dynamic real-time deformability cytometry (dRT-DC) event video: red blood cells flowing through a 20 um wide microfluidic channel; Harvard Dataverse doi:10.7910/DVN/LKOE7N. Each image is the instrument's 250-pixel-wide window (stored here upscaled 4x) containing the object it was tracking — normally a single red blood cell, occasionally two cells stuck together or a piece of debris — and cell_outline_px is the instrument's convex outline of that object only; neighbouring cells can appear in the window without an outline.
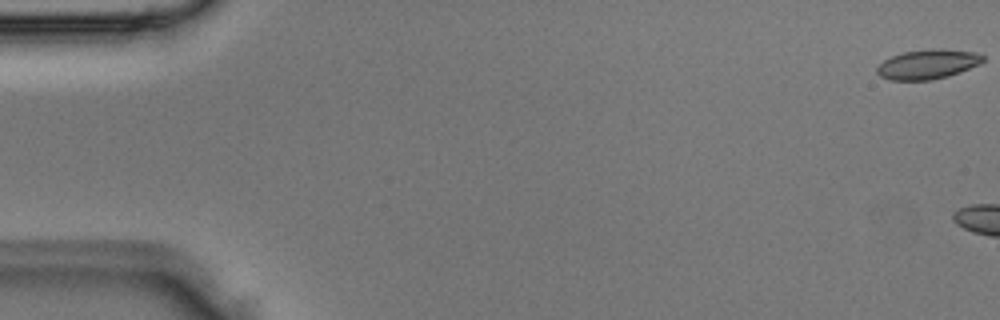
{"species": "Egyptian fruit bat (a non-hibernating species)", "species_latin": "Rousettus aegyptiacus", "temperature_condition": "room temperature", "stored_images_in_passage": 4, "camera_frame_rate_fps": 3000, "um_per_image_px": 0.085, "animal": {"sex": "male"}, "frame": {"image": 1, "passage_image": 1, "time_ms": 0.0, "image_size_px": [1000, 320], "cell_outline_px": [[984, 60], [980, 64], [960, 72], [948, 76], [932, 80], [888, 80], [880, 76], [876, 72], [876, 68], [884, 60], [892, 56], [904, 52], [940, 48], [944, 48], [976, 52], [984, 56]], "centroid_in_image_um": [78.87, 5.46], "position_along_channel_um": 6.1, "area_um2": 18.32}}